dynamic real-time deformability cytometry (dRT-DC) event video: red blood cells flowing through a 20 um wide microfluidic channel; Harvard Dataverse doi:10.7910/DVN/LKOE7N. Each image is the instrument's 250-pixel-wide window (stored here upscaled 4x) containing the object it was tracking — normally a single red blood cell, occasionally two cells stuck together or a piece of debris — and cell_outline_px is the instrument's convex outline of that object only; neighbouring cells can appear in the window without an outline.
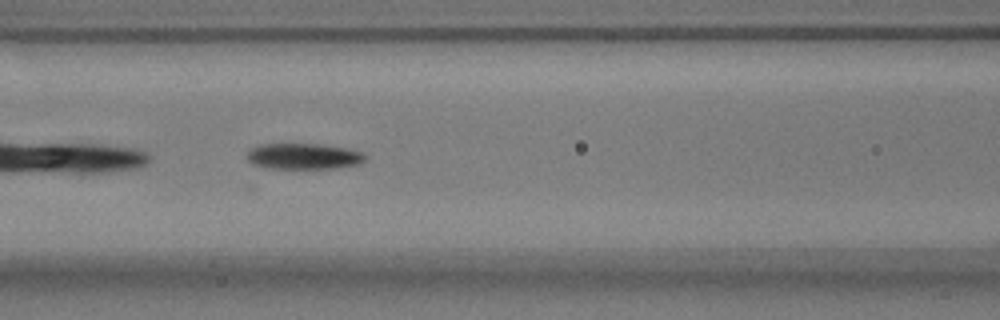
{"species": "common noctule bat (a hibernating species)", "species_latin": "Nyctalus noctula", "temperature_condition": "warm", "stored_images_in_passage": 18, "camera_frame_rate_fps": 3000, "um_per_image_px": 0.085, "animal": {"sex": "male", "body_mass_g": 17.9}, "frame": {"image": 1, "passage_image": 9, "time_ms": 2.667, "image_size_px": [1000, 320], "cell_outline_px": [[368, 156], [364, 160], [356, 164], [332, 168], [272, 168], [252, 164], [244, 156], [252, 148], [260, 144], [320, 144], [348, 148], [364, 152]], "centroid_in_image_um": [25.81, 13.27], "position_along_channel_um": 140.8, "area_um2": 17.8}}
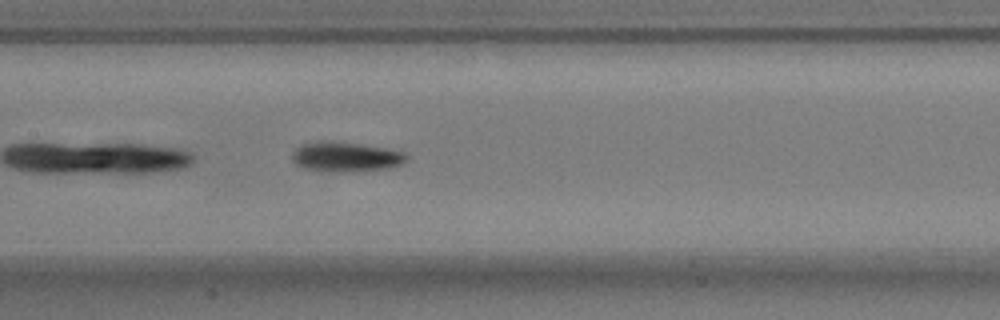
{"frame": {"image": 2, "passage_image": 12, "time_ms": 3.667, "image_size_px": [1000, 320], "cell_outline_px": [[408, 160], [400, 164], [384, 168], [340, 172], [320, 172], [304, 168], [296, 164], [292, 160], [292, 152], [300, 144], [316, 140], [332, 140], [360, 144], [384, 148], [404, 152], [408, 156]], "centroid_in_image_um": [29.3, 13.31], "position_along_channel_um": 178.1, "area_um2": 20.06}}